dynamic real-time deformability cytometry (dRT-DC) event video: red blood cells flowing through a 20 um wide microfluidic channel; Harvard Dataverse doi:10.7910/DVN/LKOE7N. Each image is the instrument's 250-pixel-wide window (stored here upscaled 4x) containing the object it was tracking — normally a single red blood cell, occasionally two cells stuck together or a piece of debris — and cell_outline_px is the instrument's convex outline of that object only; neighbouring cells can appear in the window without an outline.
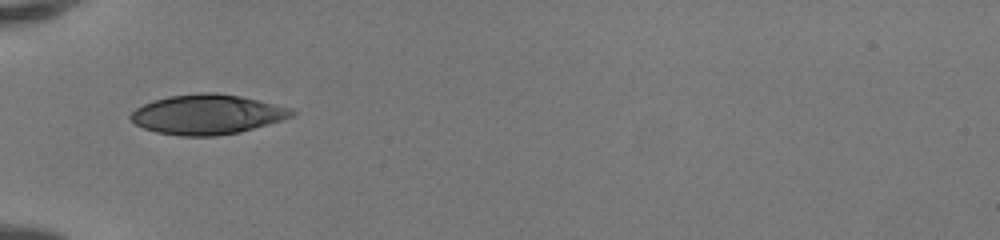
{"species": "human", "species_latin": "Homo sapiens", "temperature_condition": "room temperature", "stored_images_in_passage": 33, "camera_frame_rate_fps": 3000, "um_per_image_px": 0.085, "donor": {"sex": "female"}, "frame": {"image": 1, "passage_image": 1, "time_ms": 0.0, "image_size_px": [1000, 240], "cell_outline_px": [[296, 112], [292, 116], [268, 124], [240, 132], [216, 136], [180, 136], [156, 132], [144, 128], [136, 124], [128, 116], [136, 108], [152, 100], [168, 96], [200, 92], [212, 92], [240, 96], [292, 108]], "centroid_in_image_um": [17.59, 9.72], "position_along_channel_um": 67.4, "area_um2": 37.28}}
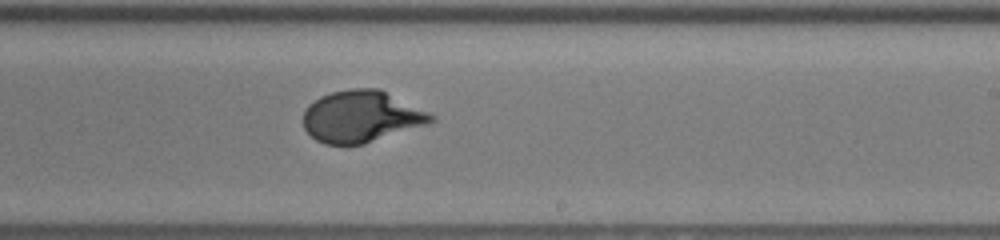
{"frame": {"image": 2, "passage_image": 15, "time_ms": 4.667, "image_size_px": [1000, 240], "cell_outline_px": [[436, 120], [428, 124], [364, 144], [324, 144], [316, 140], [304, 128], [304, 112], [308, 104], [320, 96], [332, 92], [352, 88], [380, 88], [436, 116]], "centroid_in_image_um": [30.72, 9.9], "position_along_channel_um": 258.3, "area_um2": 38.44}}
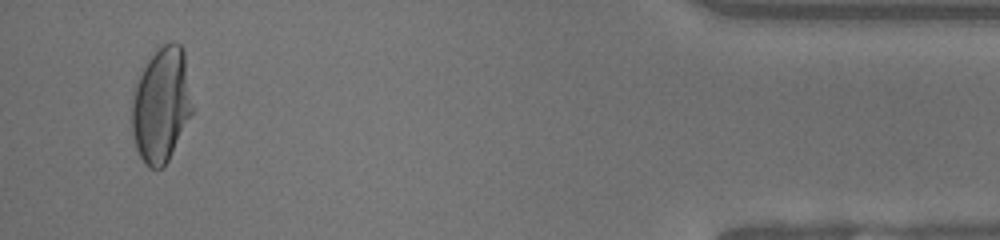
{"frame": {"image": 3, "passage_image": 31, "time_ms": 10.0, "image_size_px": [1000, 240], "cell_outline_px": [[192, 112], [168, 160], [160, 168], [148, 168], [144, 164], [136, 148], [132, 132], [132, 96], [140, 72], [152, 48], [164, 44], [180, 44], [184, 52], [192, 108]], "centroid_in_image_um": [13.66, 8.88], "position_along_channel_um": 421.5, "area_um2": 40.34}, "authors_computed_cell_mechanics": {"area_um2": 38.0902, "velocity_mm_per_s": 4.1768, "shape_relaxation_time_tau1_ms": 4.0947, "shape_relaxation_time_tau2_ms": null, "deformation_change_tau1": 0.2246, "deformation_change_tau2": null}}